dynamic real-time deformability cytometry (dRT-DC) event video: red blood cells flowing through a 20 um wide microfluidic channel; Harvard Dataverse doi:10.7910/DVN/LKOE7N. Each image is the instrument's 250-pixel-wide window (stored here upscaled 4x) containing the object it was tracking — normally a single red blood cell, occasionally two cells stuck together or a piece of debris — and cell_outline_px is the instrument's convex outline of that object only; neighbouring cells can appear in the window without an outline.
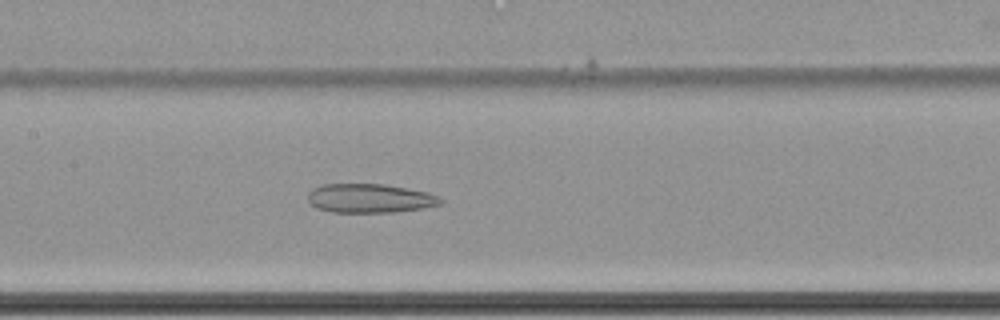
{"species": "common noctule bat (a hibernating species)", "species_latin": "Nyctalus noctula", "temperature_condition": "cold", "stored_images_in_passage": 44, "camera_frame_rate_fps": 3000, "um_per_image_px": 0.085, "animal": {"sex": "female", "body_mass_g": 22.7, "forearm_length_mm": 54.2}, "frame": {"image": 1, "passage_image": 14, "time_ms": 4.333, "image_size_px": [1000, 320], "cell_outline_px": [[444, 200], [440, 204], [420, 208], [392, 212], [332, 212], [316, 208], [308, 200], [308, 192], [312, 188], [320, 184], [384, 184], [428, 192], [440, 196]], "centroid_in_image_um": [31.41, 16.84], "position_along_channel_um": 176.0, "area_um2": 22.43}}
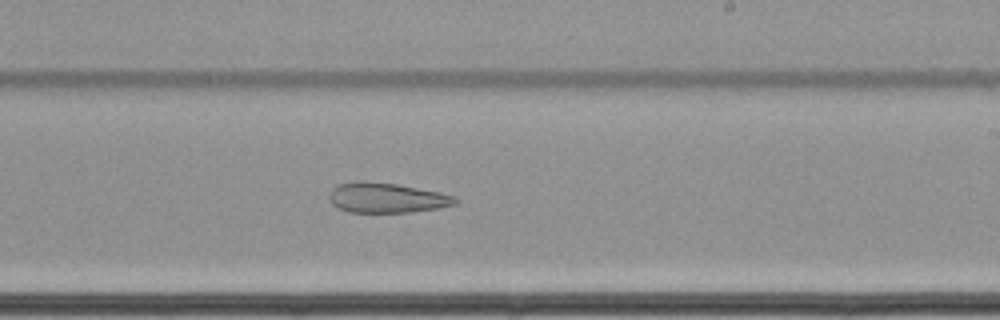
{"frame": {"image": 2, "passage_image": 21, "time_ms": 6.667, "image_size_px": [1000, 320], "cell_outline_px": [[460, 200], [456, 204], [440, 208], [408, 212], [348, 212], [336, 208], [332, 204], [328, 196], [332, 188], [336, 184], [360, 180], [364, 180], [396, 184], [440, 192], [456, 196]], "centroid_in_image_um": [32.85, 16.81], "position_along_channel_um": 256.2, "area_um2": 22.37}}
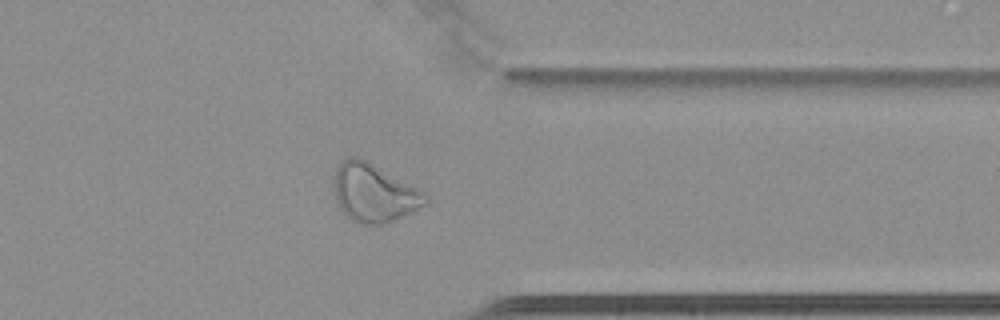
{"frame": {"image": 3, "passage_image": 32, "time_ms": 10.333, "image_size_px": [1000, 320], "cell_outline_px": [[428, 204], [384, 224], [360, 224], [352, 220], [340, 208], [336, 200], [336, 172], [340, 164], [348, 156], [356, 156], [364, 160], [416, 188], [428, 200]], "centroid_in_image_um": [31.77, 16.43], "position_along_channel_um": 379.6, "area_um2": 29.71}, "authors_computed_cell_mechanics": {"area_um2": 26.0389, "velocity_mm_per_s": 3.4431, "shape_relaxation_time_tau1_ms": null, "shape_relaxation_time_tau2_ms": 7.4496, "deformation_change_tau1": null, "deformation_change_tau2": 0.1662}}